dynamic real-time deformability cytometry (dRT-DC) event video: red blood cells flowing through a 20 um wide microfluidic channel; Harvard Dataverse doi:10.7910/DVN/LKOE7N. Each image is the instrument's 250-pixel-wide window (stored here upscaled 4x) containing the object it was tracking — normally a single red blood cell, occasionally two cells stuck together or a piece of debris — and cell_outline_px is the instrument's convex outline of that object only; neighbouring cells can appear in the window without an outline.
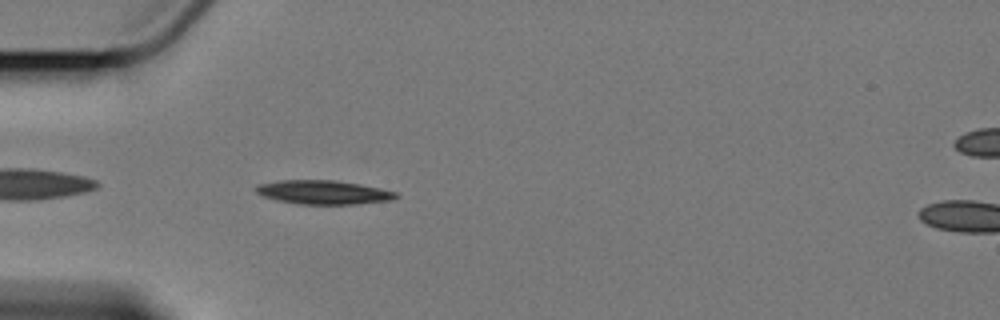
{"species": "Egyptian fruit bat (a non-hibernating species)", "species_latin": "Rousettus aegyptiacus", "temperature_condition": "cold", "stored_images_in_passage": 43, "camera_frame_rate_fps": 3000, "um_per_image_px": 0.085, "animal": {"sex": "female"}, "frame": {"image": 1, "passage_image": 2, "time_ms": 0.333, "image_size_px": [1000, 320], "cell_outline_px": [[400, 196], [392, 200], [356, 204], [300, 204], [276, 200], [264, 196], [256, 192], [256, 184], [280, 180], [336, 180], [360, 184], [380, 188], [396, 192]], "centroid_in_image_um": [27.5, 16.34], "position_along_channel_um": 57.5, "area_um2": 19.54}}
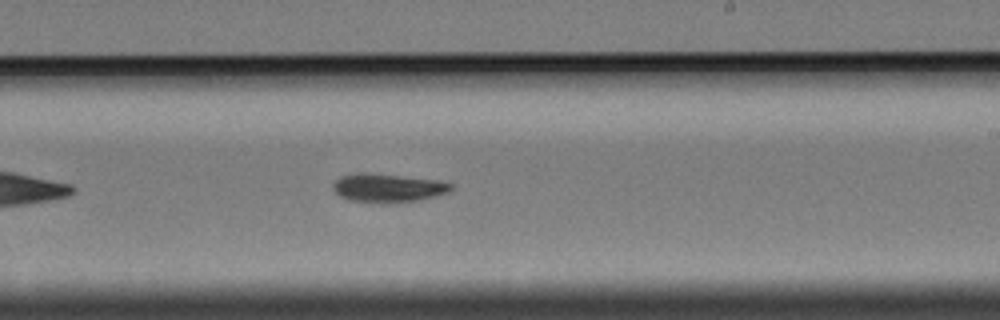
{"frame": {"image": 2, "passage_image": 20, "time_ms": 6.333, "image_size_px": [1000, 320], "cell_outline_px": [[452, 188], [448, 192], [420, 200], [380, 204], [348, 200], [340, 196], [332, 188], [332, 184], [340, 176], [360, 172], [364, 172], [436, 180], [452, 184]], "centroid_in_image_um": [32.91, 15.98], "position_along_channel_um": 256.1, "area_um2": 19.65}}
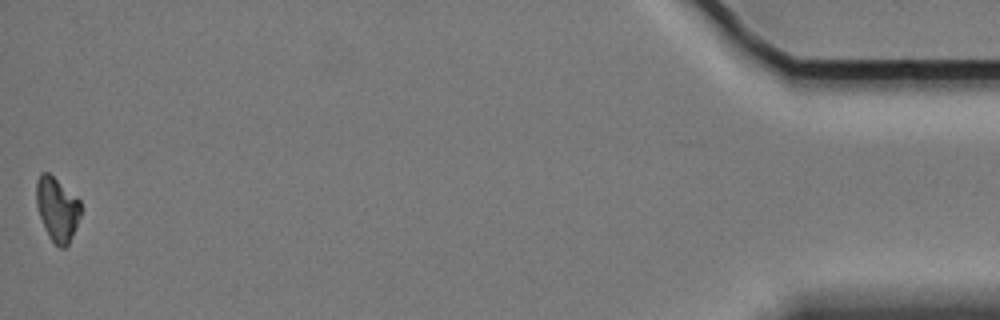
{"frame": {"image": 3, "passage_image": 43, "time_ms": 14.0, "image_size_px": [1000, 320], "cell_outline_px": [[80, 216], [72, 236], [68, 244], [64, 248], [60, 248], [48, 236], [40, 216], [36, 204], [36, 180], [40, 172], [48, 172], [76, 196], [80, 200]], "centroid_in_image_um": [4.84, 17.75], "position_along_channel_um": 430.4, "area_um2": 16.42}, "authors_computed_cell_mechanics": {"area_um2": 18.9006, "velocity_mm_per_s": 3.4073, "shape_relaxation_time_tau1_ms": 3.8063, "shape_relaxation_time_tau2_ms": null, "deformation_change_tau1": 0.1075, "deformation_change_tau2": null}}